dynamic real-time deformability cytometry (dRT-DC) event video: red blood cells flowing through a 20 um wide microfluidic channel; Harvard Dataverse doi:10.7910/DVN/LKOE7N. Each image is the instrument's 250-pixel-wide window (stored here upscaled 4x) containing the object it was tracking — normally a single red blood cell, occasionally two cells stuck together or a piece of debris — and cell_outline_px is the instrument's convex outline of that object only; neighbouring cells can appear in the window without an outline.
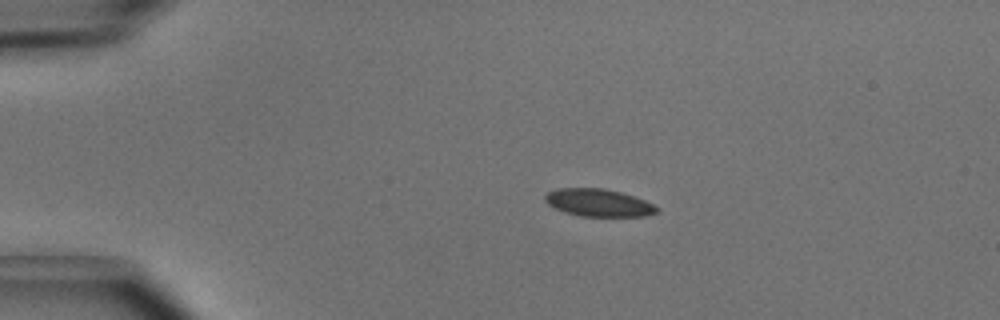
{"species": "common noctule bat (a hibernating species)", "species_latin": "Nyctalus noctula", "temperature_condition": "cold", "stored_images_in_passage": 5, "camera_frame_rate_fps": 3000, "um_per_image_px": 0.085, "animal": {"sex": "male", "body_mass_g": 15.6}, "frame": {"image": 1, "passage_image": 3, "time_ms": 0.667, "image_size_px": [1000, 320], "cell_outline_px": [[660, 212], [648, 216], [580, 216], [564, 212], [548, 204], [544, 200], [544, 196], [548, 192], [560, 188], [604, 188], [620, 192], [644, 200], [660, 208]], "centroid_in_image_um": [50.9, 17.24], "position_along_channel_um": 34.1, "area_um2": 17.92}}
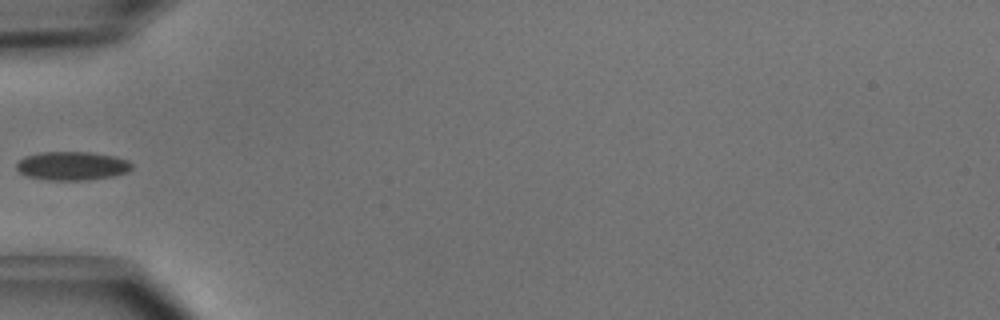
{"frame": {"image": 2, "passage_image": 5, "time_ms": 1.333, "image_size_px": [1000, 320], "cell_outline_px": [[132, 168], [128, 172], [112, 176], [84, 180], [48, 180], [28, 176], [20, 172], [16, 168], [16, 164], [24, 156], [40, 152], [88, 152], [112, 156], [128, 160], [132, 164]], "centroid_in_image_um": [6.12, 14.1], "position_along_channel_um": 78.9, "area_um2": 19.13}}